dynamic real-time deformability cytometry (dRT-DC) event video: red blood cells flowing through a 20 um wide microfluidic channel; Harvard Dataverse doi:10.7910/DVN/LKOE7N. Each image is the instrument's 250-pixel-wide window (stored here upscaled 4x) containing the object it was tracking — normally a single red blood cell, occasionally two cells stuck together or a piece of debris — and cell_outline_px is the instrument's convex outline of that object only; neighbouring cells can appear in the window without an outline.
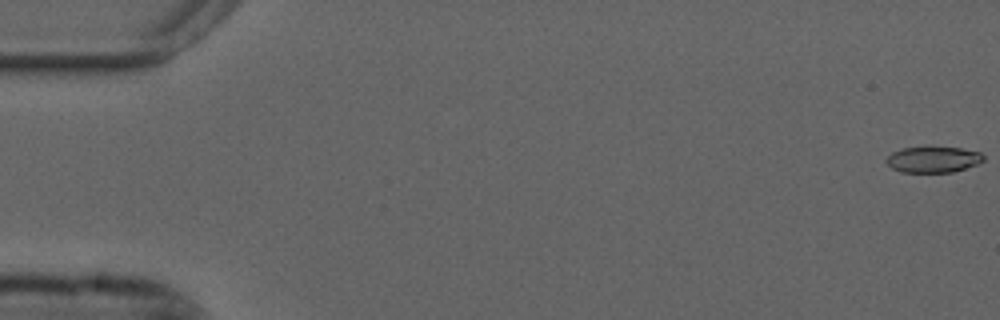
{"species": "common noctule bat (a hibernating species)", "species_latin": "Nyctalus noctula", "temperature_condition": "cold", "stored_images_in_passage": 56, "camera_frame_rate_fps": 3000, "um_per_image_px": 0.085, "animal": {"sex": "male", "forearm_length_mm": 52.5}, "frame": {"image": 1, "passage_image": 1, "time_ms": 0.0, "image_size_px": [1000, 320], "cell_outline_px": [[984, 160], [976, 164], [952, 172], [900, 172], [892, 168], [884, 160], [892, 152], [904, 148], [960, 148], [980, 152], [984, 156]], "centroid_in_image_um": [79.3, 13.57], "position_along_channel_um": 5.7, "area_um2": 14.39}}
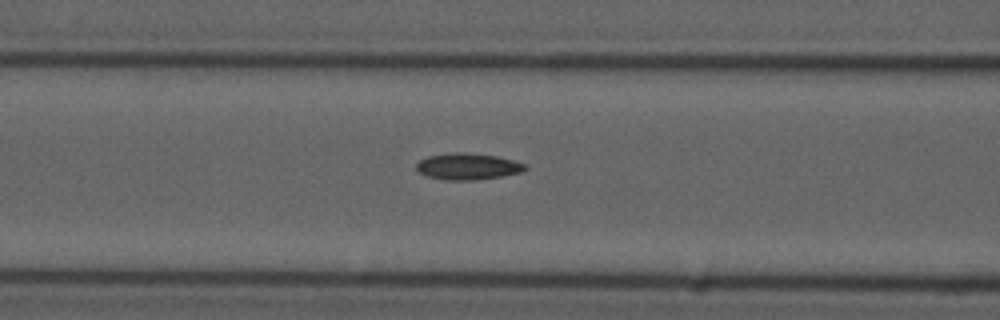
{"frame": {"image": 2, "passage_image": 23, "time_ms": 7.333, "image_size_px": [1000, 320], "cell_outline_px": [[528, 168], [520, 172], [500, 176], [472, 180], [444, 180], [428, 176], [420, 172], [416, 168], [416, 164], [420, 160], [428, 156], [452, 152], [464, 152], [496, 156], [512, 160], [524, 164]], "centroid_in_image_um": [39.73, 14.14], "position_along_channel_um": 126.9, "area_um2": 16.53}}
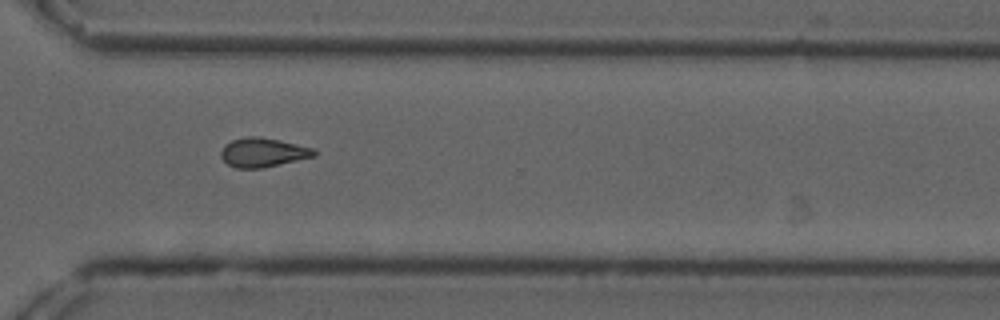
{"frame": {"image": 3, "passage_image": 41, "time_ms": 13.333, "image_size_px": [1000, 320], "cell_outline_px": [[316, 156], [264, 168], [236, 168], [228, 164], [220, 156], [220, 152], [224, 144], [232, 140], [248, 136], [260, 136], [280, 140], [316, 148]], "centroid_in_image_um": [22.37, 12.95], "position_along_channel_um": 348.2, "area_um2": 16.07}}